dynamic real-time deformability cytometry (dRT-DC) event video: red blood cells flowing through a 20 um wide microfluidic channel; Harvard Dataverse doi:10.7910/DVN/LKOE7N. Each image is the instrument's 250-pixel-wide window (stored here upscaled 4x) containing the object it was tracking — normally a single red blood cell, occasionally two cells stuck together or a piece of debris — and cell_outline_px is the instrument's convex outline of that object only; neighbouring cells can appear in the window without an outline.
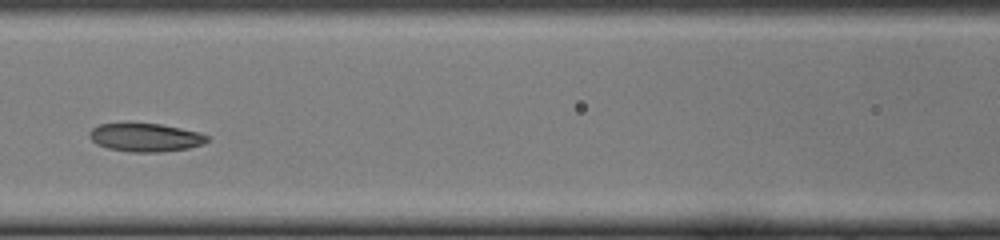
{"species": "common noctule bat (a hibernating species)", "species_latin": "Nyctalus noctula", "temperature_condition": "cold", "stored_images_in_passage": 30, "camera_frame_rate_fps": 3000, "um_per_image_px": 0.085, "animal": {"sex": "female", "body_mass_g": 22.0, "forearm_length_mm": 56.7}, "frame": {"image": 1, "passage_image": 13, "time_ms": 4.0, "image_size_px": [1000, 240], "cell_outline_px": [[208, 140], [204, 144], [188, 148], [160, 152], [132, 152], [108, 148], [96, 144], [88, 136], [88, 132], [92, 128], [100, 124], [128, 120], [160, 124], [200, 132], [208, 136]], "centroid_in_image_um": [12.3, 11.64], "position_along_channel_um": 154.3, "area_um2": 20.17}}
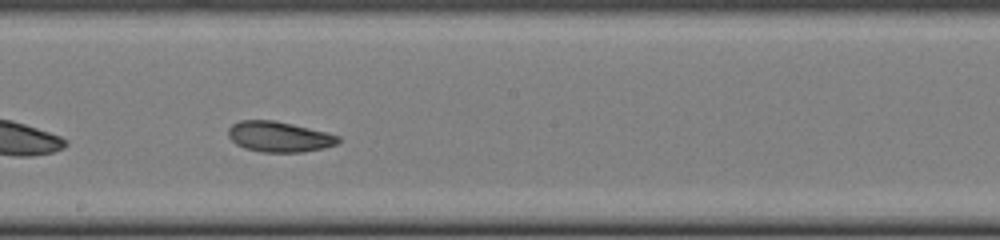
{"frame": {"image": 2, "passage_image": 18, "time_ms": 5.667, "image_size_px": [1000, 240], "cell_outline_px": [[340, 140], [336, 144], [324, 148], [300, 152], [260, 152], [244, 148], [236, 144], [228, 136], [228, 128], [232, 124], [240, 120], [276, 120], [328, 132], [340, 136]], "centroid_in_image_um": [23.72, 11.61], "position_along_channel_um": 224.5, "area_um2": 19.71}}